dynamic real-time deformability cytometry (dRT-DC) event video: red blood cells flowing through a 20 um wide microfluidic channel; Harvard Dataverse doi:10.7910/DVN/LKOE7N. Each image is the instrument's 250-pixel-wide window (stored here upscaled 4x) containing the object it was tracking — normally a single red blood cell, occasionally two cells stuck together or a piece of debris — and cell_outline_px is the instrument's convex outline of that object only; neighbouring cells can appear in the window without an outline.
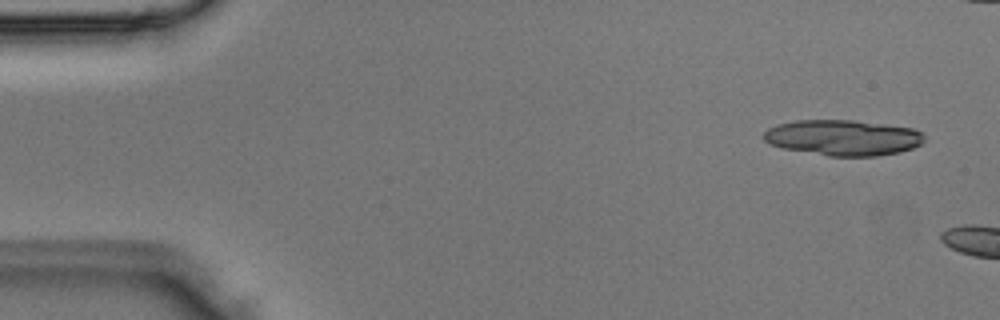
{"species": "Egyptian fruit bat (a non-hibernating species)", "species_latin": "Rousettus aegyptiacus", "temperature_condition": "room temperature", "stored_images_in_passage": 2, "camera_frame_rate_fps": 3000, "um_per_image_px": 0.085, "animal": {"sex": "male"}, "frame": {"image": 1, "passage_image": 1, "time_ms": 0.0, "image_size_px": [1000, 320], "cell_outline_px": [[924, 140], [920, 144], [912, 148], [900, 152], [876, 156], [828, 156], [784, 148], [768, 144], [764, 140], [764, 132], [768, 128], [776, 124], [796, 120], [852, 120], [912, 128], [924, 132]], "centroid_in_image_um": [71.65, 11.7], "position_along_channel_um": 13.4, "area_um2": 33.41}}